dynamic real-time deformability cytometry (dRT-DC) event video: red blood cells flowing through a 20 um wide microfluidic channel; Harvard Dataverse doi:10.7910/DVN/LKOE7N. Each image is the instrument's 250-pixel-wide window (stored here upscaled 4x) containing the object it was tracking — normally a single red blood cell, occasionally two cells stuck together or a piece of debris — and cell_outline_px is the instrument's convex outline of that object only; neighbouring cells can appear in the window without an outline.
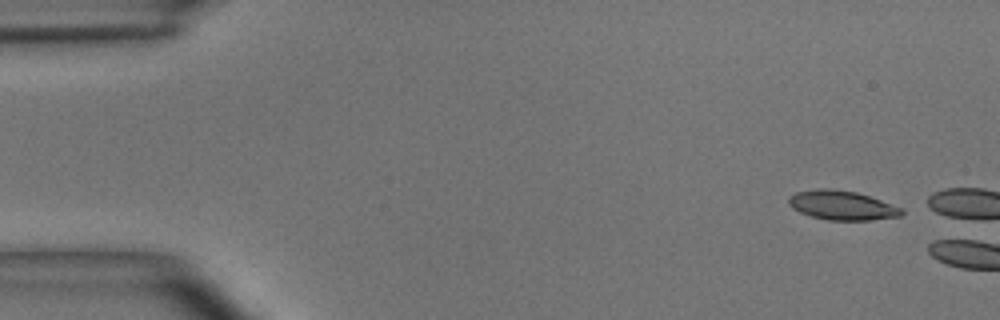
{"species": "common noctule bat (a hibernating species)", "species_latin": "Nyctalus noctula", "temperature_condition": "room temperature", "stored_images_in_passage": 2, "camera_frame_rate_fps": 3000, "um_per_image_px": 0.085, "animal": {"sex": "male", "body_mass_g": 15.6}, "frame": {"image": 1, "passage_image": 1, "time_ms": 0.0, "image_size_px": [1000, 320], "cell_outline_px": [[904, 212], [900, 216], [868, 220], [828, 220], [812, 216], [800, 212], [792, 208], [788, 204], [788, 200], [796, 192], [820, 188], [828, 188], [856, 192], [904, 208]], "centroid_in_image_um": [71.58, 17.45], "position_along_channel_um": 13.4, "area_um2": 19.07}}